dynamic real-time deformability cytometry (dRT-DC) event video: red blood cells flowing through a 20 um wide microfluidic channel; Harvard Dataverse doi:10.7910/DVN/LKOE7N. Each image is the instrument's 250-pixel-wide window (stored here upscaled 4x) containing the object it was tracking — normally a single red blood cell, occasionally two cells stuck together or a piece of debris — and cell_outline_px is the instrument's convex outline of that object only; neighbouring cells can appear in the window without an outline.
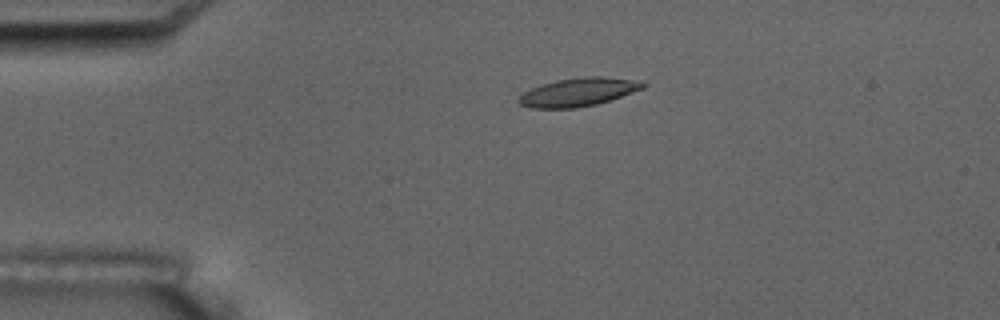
{"species": "common noctule bat (a hibernating species)", "species_latin": "Nyctalus noctula", "temperature_condition": "room temperature", "stored_images_in_passage": 11, "camera_frame_rate_fps": 3000, "um_per_image_px": 0.085, "animal": {"sex": "male", "body_mass_g": 17.5, "forearm_length_mm": 52.3}, "frame": {"image": 1, "passage_image": 4, "time_ms": 3.333, "image_size_px": [1000, 320], "cell_outline_px": [[648, 84], [644, 88], [596, 104], [576, 108], [532, 108], [520, 104], [516, 100], [524, 92], [540, 84], [556, 80], [584, 76], [604, 76], [644, 80]], "centroid_in_image_um": [49.19, 7.8], "position_along_channel_um": 35.8, "area_um2": 20.69}}